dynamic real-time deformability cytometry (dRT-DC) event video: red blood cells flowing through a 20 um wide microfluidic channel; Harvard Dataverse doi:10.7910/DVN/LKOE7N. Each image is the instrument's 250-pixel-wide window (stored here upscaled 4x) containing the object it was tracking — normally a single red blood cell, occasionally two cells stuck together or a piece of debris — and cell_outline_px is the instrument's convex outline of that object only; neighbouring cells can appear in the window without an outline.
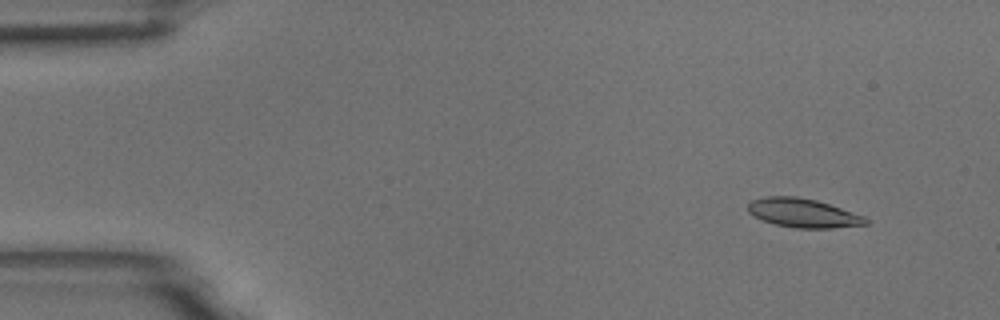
{"species": "common noctule bat (a hibernating species)", "species_latin": "Nyctalus noctula", "temperature_condition": "room temperature", "stored_images_in_passage": 5, "camera_frame_rate_fps": 3000, "um_per_image_px": 0.085, "animal": {"sex": "male", "body_mass_g": 18.8}, "frame": {"image": 1, "passage_image": 1, "time_ms": 0.0, "image_size_px": [1000, 320], "cell_outline_px": [[868, 224], [832, 228], [796, 228], [776, 224], [752, 216], [748, 212], [748, 204], [752, 200], [768, 196], [796, 196], [816, 200], [864, 216], [868, 220]], "centroid_in_image_um": [68.24, 18.1], "position_along_channel_um": 16.8, "area_um2": 19.65}}
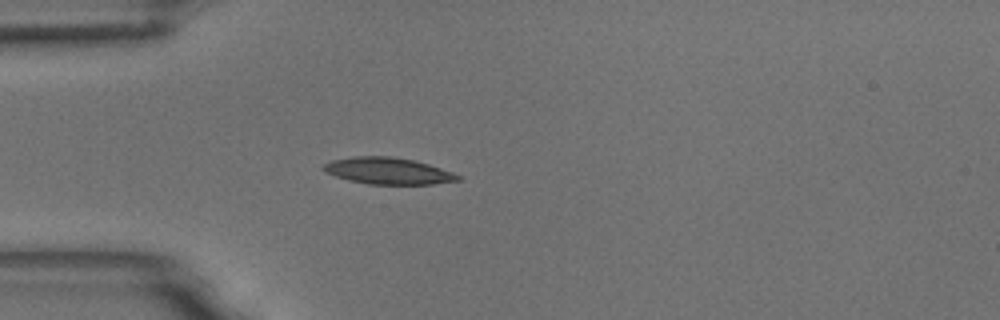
{"frame": {"image": 2, "passage_image": 4, "time_ms": 1.0, "image_size_px": [1000, 320], "cell_outline_px": [[460, 180], [432, 184], [368, 184], [348, 180], [324, 172], [320, 168], [324, 164], [332, 160], [352, 156], [392, 156], [412, 160], [428, 164], [452, 172], [460, 176]], "centroid_in_image_um": [32.93, 14.52], "position_along_channel_um": 52.1, "area_um2": 20.81}}